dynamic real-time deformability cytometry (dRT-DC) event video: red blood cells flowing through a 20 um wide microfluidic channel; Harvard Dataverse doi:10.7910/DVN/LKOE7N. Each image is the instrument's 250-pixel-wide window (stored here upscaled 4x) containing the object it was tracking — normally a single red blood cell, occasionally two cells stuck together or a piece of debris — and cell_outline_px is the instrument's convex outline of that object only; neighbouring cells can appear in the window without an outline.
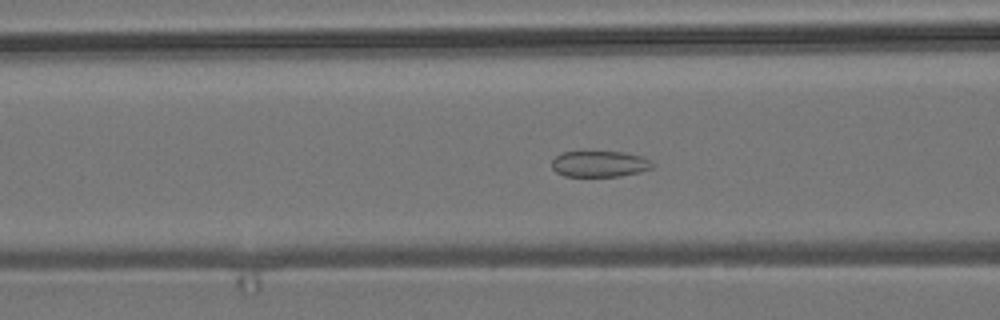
{"species": "common noctule bat (a hibernating species)", "species_latin": "Nyctalus noctula", "temperature_condition": "room temperature", "stored_images_in_passage": 56, "camera_frame_rate_fps": 3000, "um_per_image_px": 0.085, "animal": {"sex": "male", "body_mass_g": 19.2, "forearm_length_mm": 51.8}, "frame": {"image": 1, "passage_image": 22, "time_ms": 7.0, "image_size_px": [1000, 320], "cell_outline_px": [[656, 164], [652, 168], [640, 172], [620, 176], [564, 176], [556, 172], [552, 168], [552, 160], [560, 152], [624, 152], [644, 156], [652, 160]], "centroid_in_image_um": [51.01, 13.93], "position_along_channel_um": 115.6, "area_um2": 15.49}}
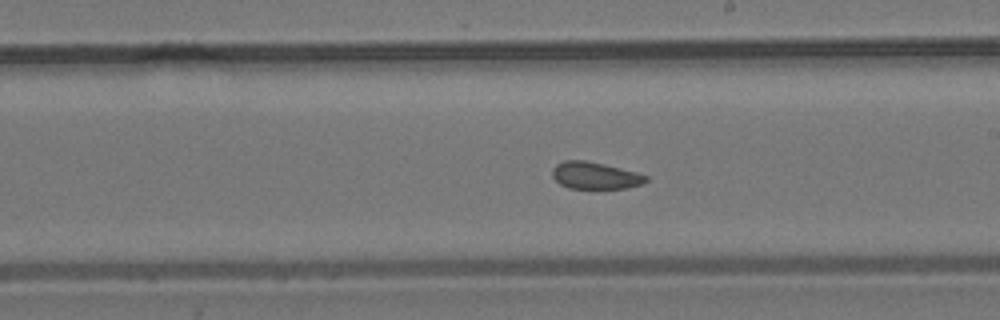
{"frame": {"image": 2, "passage_image": 32, "time_ms": 10.333, "image_size_px": [1000, 320], "cell_outline_px": [[648, 180], [640, 184], [624, 188], [568, 188], [560, 184], [552, 176], [552, 168], [556, 164], [564, 160], [584, 160], [604, 164], [636, 172], [648, 176]], "centroid_in_image_um": [50.55, 14.91], "position_along_channel_um": 238.5, "area_um2": 14.62}}
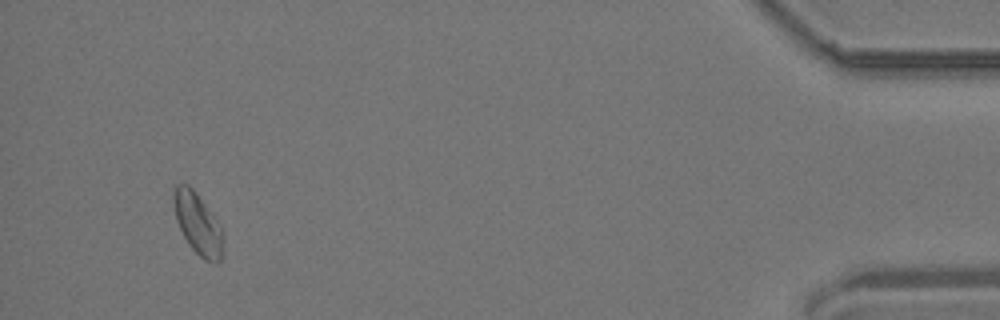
{"frame": {"image": 3, "passage_image": 53, "time_ms": 17.333, "image_size_px": [1000, 320], "cell_outline_px": [[220, 260], [216, 264], [204, 260], [192, 248], [184, 236], [176, 220], [172, 192], [172, 188], [176, 184], [188, 184], [192, 188], [212, 212], [220, 228]], "centroid_in_image_um": [16.75, 18.95], "position_along_channel_um": 418.5, "area_um2": 17.11}, "authors_computed_cell_mechanics": {"area_um2": 16.2418, "velocity_mm_per_s": 3.6829, "shape_relaxation_time_tau1_ms": null, "shape_relaxation_time_tau2_ms": 1.4426, "deformation_change_tau1": null, "deformation_change_tau2": 0.0623}}